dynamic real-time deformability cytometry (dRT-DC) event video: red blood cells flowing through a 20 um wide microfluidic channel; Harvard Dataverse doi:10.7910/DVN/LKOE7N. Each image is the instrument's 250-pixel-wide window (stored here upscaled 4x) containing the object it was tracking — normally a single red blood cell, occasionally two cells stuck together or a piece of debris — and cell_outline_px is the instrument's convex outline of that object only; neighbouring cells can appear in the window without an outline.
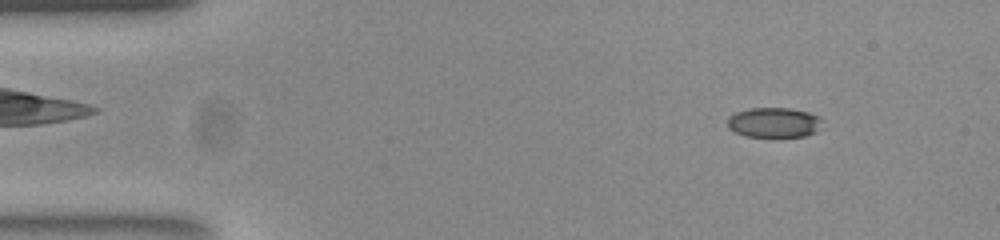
{"species": "common noctule bat (a hibernating species)", "species_latin": "Nyctalus noctula", "temperature_condition": "room temperature", "stored_images_in_passage": 52, "camera_frame_rate_fps": 3000, "um_per_image_px": 0.085, "animal": {"sex": "female", "body_mass_g": 23.0, "forearm_length_mm": 53.4}, "frame": {"image": 1, "passage_image": 6, "time_ms": 1.667, "image_size_px": [1000, 240], "cell_outline_px": [[824, 120], [820, 128], [816, 132], [804, 136], [744, 136], [728, 128], [728, 116], [736, 112], [748, 108], [788, 108], [808, 112], [820, 116]], "centroid_in_image_um": [65.81, 10.4], "position_along_channel_um": 19.2, "area_um2": 16.65}}
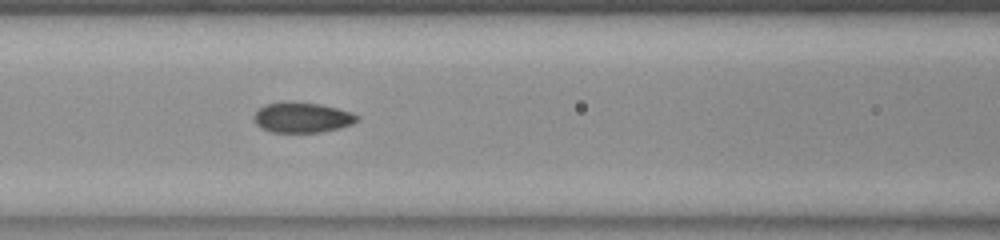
{"frame": {"image": 2, "passage_image": 22, "time_ms": 7.0, "image_size_px": [1000, 240], "cell_outline_px": [[360, 120], [352, 124], [340, 128], [320, 132], [272, 132], [256, 124], [256, 112], [264, 104], [320, 104], [352, 112], [360, 116]], "centroid_in_image_um": [25.79, 10.02], "position_along_channel_um": 140.8, "area_um2": 17.46}}
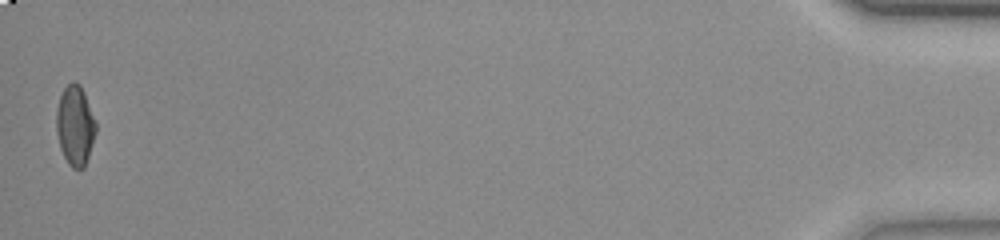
{"frame": {"image": 3, "passage_image": 52, "time_ms": 17.0, "image_size_px": [1000, 240], "cell_outline_px": [[96, 132], [84, 168], [72, 168], [68, 164], [60, 148], [56, 132], [56, 112], [60, 96], [64, 88], [72, 80], [76, 80], [80, 84], [84, 92], [96, 120]], "centroid_in_image_um": [6.38, 10.64], "position_along_channel_um": 428.8, "area_um2": 18.5}, "authors_computed_cell_mechanics": {"area_um2": 18.207, "velocity_mm_per_s": 3.884, "shape_relaxation_time_tau1_ms": null, "shape_relaxation_time_tau2_ms": 0.881, "deformation_change_tau1": null, "deformation_change_tau2": 0.0461}}